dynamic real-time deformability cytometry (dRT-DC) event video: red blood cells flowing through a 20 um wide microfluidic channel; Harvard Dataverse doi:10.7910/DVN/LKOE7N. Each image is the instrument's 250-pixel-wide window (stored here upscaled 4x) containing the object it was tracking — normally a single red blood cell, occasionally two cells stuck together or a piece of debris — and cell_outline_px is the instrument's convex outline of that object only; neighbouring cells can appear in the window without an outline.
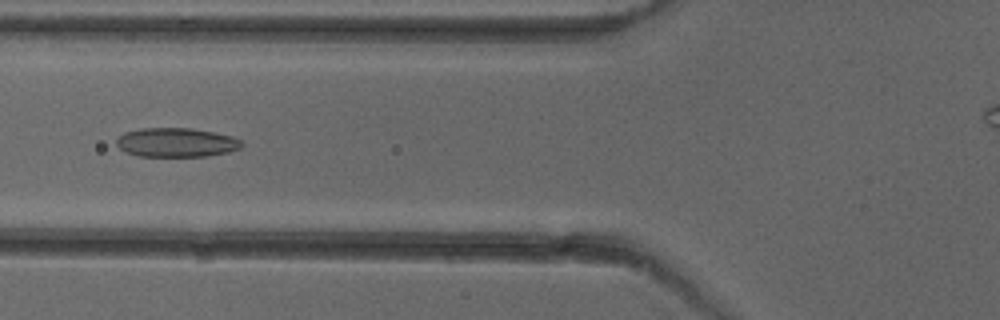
{"species": "common noctule bat (a hibernating species)", "species_latin": "Nyctalus noctula", "temperature_condition": "cold", "stored_images_in_passage": 5, "camera_frame_rate_fps": 3000, "um_per_image_px": 0.085, "animal": {"sex": "female"}, "frame": {"image": 1, "passage_image": 5, "time_ms": 4.667, "image_size_px": [1000, 320], "cell_outline_px": [[244, 144], [240, 148], [228, 152], [208, 156], [140, 156], [124, 152], [116, 144], [116, 140], [124, 132], [140, 128], [192, 128], [232, 136], [240, 140]], "centroid_in_image_um": [14.98, 12.11], "position_along_channel_um": 110.8, "area_um2": 21.27}}